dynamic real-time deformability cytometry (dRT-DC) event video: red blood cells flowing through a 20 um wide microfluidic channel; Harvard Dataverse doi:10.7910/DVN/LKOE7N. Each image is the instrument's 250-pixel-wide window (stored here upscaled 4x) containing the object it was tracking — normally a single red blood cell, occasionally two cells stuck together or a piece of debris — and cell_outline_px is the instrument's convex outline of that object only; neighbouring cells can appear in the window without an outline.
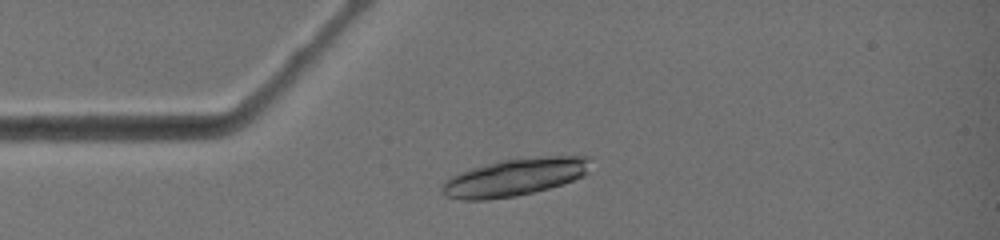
{"species": "common noctule bat (a hibernating species)", "species_latin": "Nyctalus noctula", "temperature_condition": "warm", "stored_images_in_passage": 3, "camera_frame_rate_fps": 3000, "um_per_image_px": 0.085, "animal": {"sex": "female", "body_mass_g": 19.0, "forearm_length_mm": 51.5}, "frame": {"image": 1, "passage_image": 1, "time_ms": 0.0, "image_size_px": [1000, 240], "cell_outline_px": [[592, 156], [588, 172], [584, 176], [564, 184], [516, 196], [488, 200], [460, 200], [448, 196], [440, 188], [440, 184], [444, 180], [460, 172], [484, 164], [500, 160], [548, 156]], "centroid_in_image_um": [43.77, 15.06], "position_along_channel_um": 41.2, "area_um2": 32.6}}